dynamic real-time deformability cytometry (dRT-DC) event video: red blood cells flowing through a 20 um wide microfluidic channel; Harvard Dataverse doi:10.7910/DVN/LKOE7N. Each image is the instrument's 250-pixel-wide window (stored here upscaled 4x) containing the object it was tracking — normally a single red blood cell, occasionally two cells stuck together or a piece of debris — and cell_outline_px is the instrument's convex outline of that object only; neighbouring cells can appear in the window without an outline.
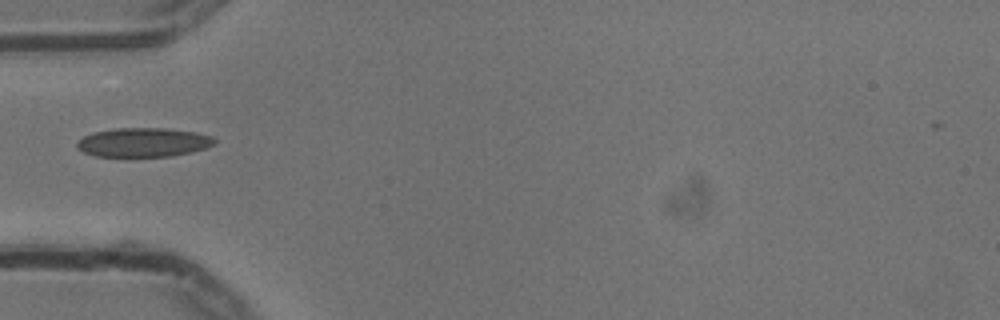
{"species": "common noctule bat (a hibernating species)", "species_latin": "Nyctalus noctula", "temperature_condition": "cold", "stored_images_in_passage": 38, "camera_frame_rate_fps": 3000, "um_per_image_px": 0.085, "animal": {"sex": "male", "body_mass_g": 13.3}, "frame": {"image": 1, "passage_image": 1, "time_ms": 0.0, "image_size_px": [1000, 320], "cell_outline_px": [[216, 144], [204, 148], [172, 156], [96, 156], [84, 152], [76, 144], [84, 136], [92, 132], [116, 128], [164, 128], [196, 132], [212, 136], [216, 140]], "centroid_in_image_um": [12.21, 12.09], "position_along_channel_um": 72.8, "area_um2": 23.06}}
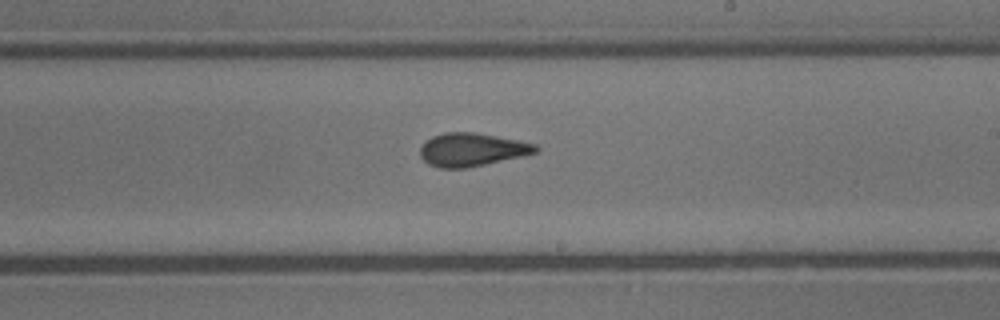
{"frame": {"image": 2, "passage_image": 15, "time_ms": 4.667, "image_size_px": [1000, 320], "cell_outline_px": [[540, 148], [536, 152], [520, 156], [484, 164], [464, 168], [440, 168], [428, 164], [420, 156], [420, 148], [432, 136], [444, 132], [476, 132], [536, 144]], "centroid_in_image_um": [40.08, 12.71], "position_along_channel_um": 248.9, "area_um2": 22.02}}
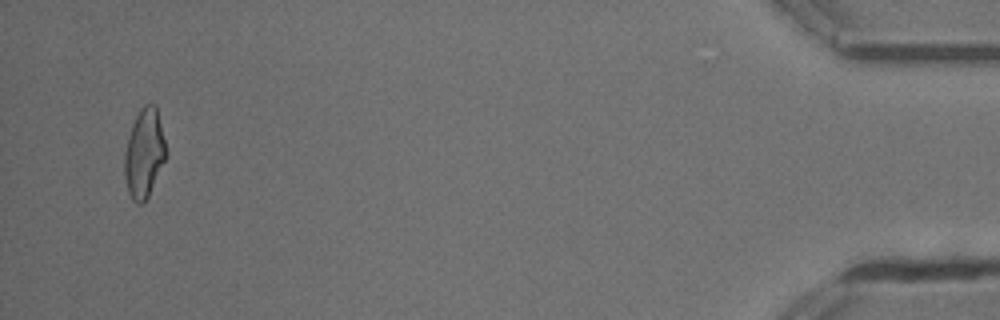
{"frame": {"image": 3, "passage_image": 36, "time_ms": 11.667, "image_size_px": [1000, 320], "cell_outline_px": [[168, 156], [148, 196], [140, 204], [136, 204], [132, 200], [128, 192], [124, 176], [124, 152], [128, 136], [132, 124], [140, 108], [144, 104], [156, 104], [168, 152]], "centroid_in_image_um": [12.27, 13.02], "position_along_channel_um": 422.9, "area_um2": 21.91}}